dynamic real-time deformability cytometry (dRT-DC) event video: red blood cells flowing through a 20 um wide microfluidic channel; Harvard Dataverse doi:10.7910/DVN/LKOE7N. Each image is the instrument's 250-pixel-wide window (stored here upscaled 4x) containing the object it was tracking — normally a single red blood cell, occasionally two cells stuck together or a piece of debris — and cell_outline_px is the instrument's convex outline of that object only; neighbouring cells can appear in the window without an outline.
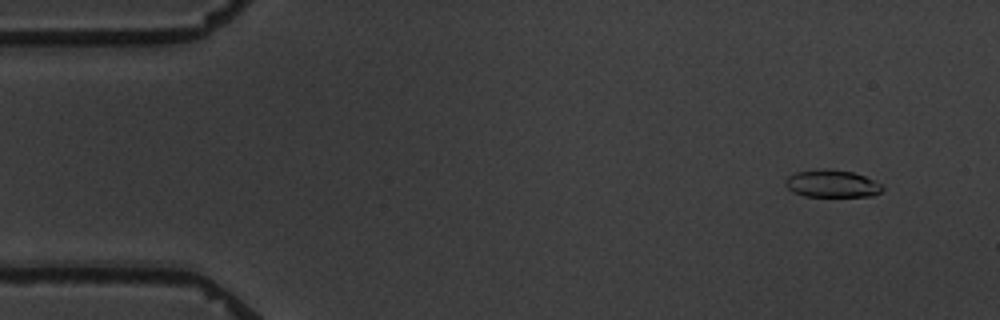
{"species": "common noctule bat (a hibernating species)", "species_latin": "Nyctalus noctula", "temperature_condition": "warm", "stored_images_in_passage": 6, "camera_frame_rate_fps": 3000, "um_per_image_px": 0.085, "animal": {"sex": "male", "body_mass_g": 19.5, "forearm_length_mm": 54.6}, "frame": {"image": 1, "passage_image": 6, "time_ms": 6.333, "image_size_px": [1000, 320], "cell_outline_px": [[884, 188], [880, 192], [872, 196], [804, 196], [792, 192], [784, 184], [784, 180], [788, 176], [796, 172], [816, 168], [852, 172], [864, 176], [880, 184]], "centroid_in_image_um": [70.66, 15.61], "position_along_channel_um": 14.3, "area_um2": 15.43}}